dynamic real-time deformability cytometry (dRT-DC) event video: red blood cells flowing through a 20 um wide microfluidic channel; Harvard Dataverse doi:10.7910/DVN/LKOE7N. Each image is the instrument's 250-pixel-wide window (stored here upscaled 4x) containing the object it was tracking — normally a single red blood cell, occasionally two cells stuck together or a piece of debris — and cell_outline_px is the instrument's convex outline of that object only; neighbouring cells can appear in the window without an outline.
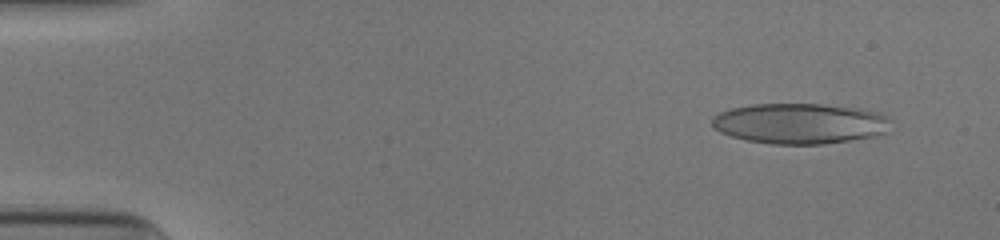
{"species": "human", "species_latin": "Homo sapiens", "temperature_condition": "cold", "stored_images_in_passage": 52, "camera_frame_rate_fps": 3000, "um_per_image_px": 0.085, "donor": {"sex": "male"}, "frame": {"image": 1, "passage_image": 5, "time_ms": 1.333, "image_size_px": [1000, 240], "cell_outline_px": [[888, 120], [884, 132], [872, 136], [824, 144], [772, 144], [748, 140], [732, 136], [720, 132], [712, 128], [712, 120], [720, 112], [732, 108], [752, 104], [820, 104], [848, 108], [872, 112], [884, 116]], "centroid_in_image_um": [67.86, 10.5], "position_along_channel_um": 17.1, "area_um2": 41.15}}
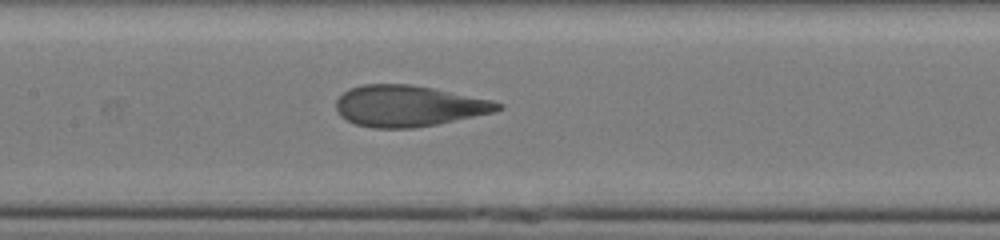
{"frame": {"image": 2, "passage_image": 26, "time_ms": 8.333, "image_size_px": [1000, 240], "cell_outline_px": [[504, 108], [496, 112], [436, 124], [412, 128], [372, 128], [356, 124], [340, 116], [336, 108], [336, 100], [348, 88], [364, 84], [412, 84], [492, 100], [504, 104]], "centroid_in_image_um": [34.74, 9.0], "position_along_channel_um": 172.7, "area_um2": 38.78}}
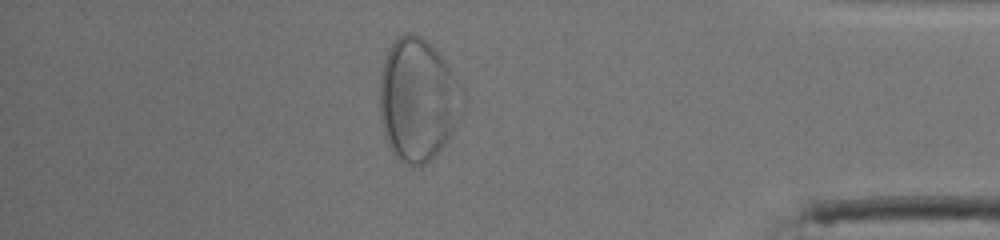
{"frame": {"image": 3, "passage_image": 46, "time_ms": 15.0, "image_size_px": [1000, 240], "cell_outline_px": [[464, 108], [444, 144], [436, 156], [424, 164], [404, 164], [392, 152], [384, 136], [380, 120], [380, 72], [388, 48], [396, 36], [404, 32], [412, 32], [420, 36], [436, 48], [460, 84], [464, 96]], "centroid_in_image_um": [35.49, 8.44], "position_along_channel_um": 399.7, "area_um2": 59.59}}